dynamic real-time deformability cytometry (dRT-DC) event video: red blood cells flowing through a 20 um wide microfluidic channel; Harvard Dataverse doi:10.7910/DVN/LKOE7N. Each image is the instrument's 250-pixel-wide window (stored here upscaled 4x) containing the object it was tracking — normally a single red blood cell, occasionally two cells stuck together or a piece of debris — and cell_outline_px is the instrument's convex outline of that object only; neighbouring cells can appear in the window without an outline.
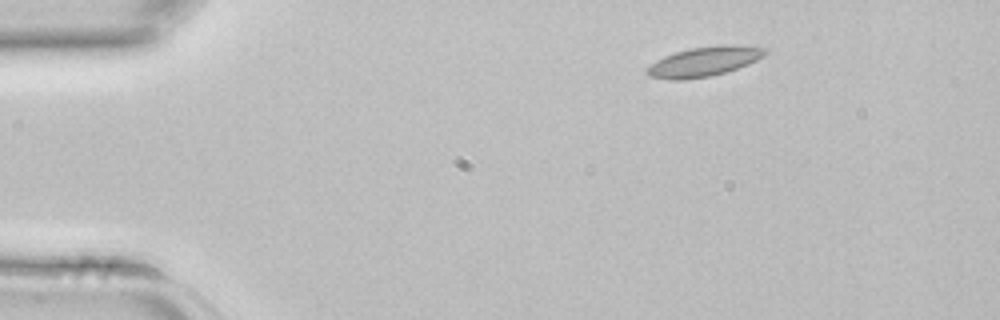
{"species": "common noctule bat (a hibernating species)", "species_latin": "Nyctalus noctula", "temperature_condition": "room temperature", "stored_images_in_passage": 3, "camera_frame_rate_fps": 3000, "um_per_image_px": 0.085, "animal": {"sex": "female", "body_mass_g": 22.7, "forearm_length_mm": 54.2}, "frame": {"image": 1, "passage_image": 3, "time_ms": 0.667, "image_size_px": [1000, 320], "cell_outline_px": [[768, 52], [764, 56], [748, 64], [724, 72], [708, 76], [680, 80], [672, 80], [648, 76], [648, 68], [656, 60], [664, 56], [676, 52], [692, 48], [720, 44], [732, 44], [768, 48]], "centroid_in_image_um": [59.89, 5.21], "position_along_channel_um": 25.1, "area_um2": 20.17}}